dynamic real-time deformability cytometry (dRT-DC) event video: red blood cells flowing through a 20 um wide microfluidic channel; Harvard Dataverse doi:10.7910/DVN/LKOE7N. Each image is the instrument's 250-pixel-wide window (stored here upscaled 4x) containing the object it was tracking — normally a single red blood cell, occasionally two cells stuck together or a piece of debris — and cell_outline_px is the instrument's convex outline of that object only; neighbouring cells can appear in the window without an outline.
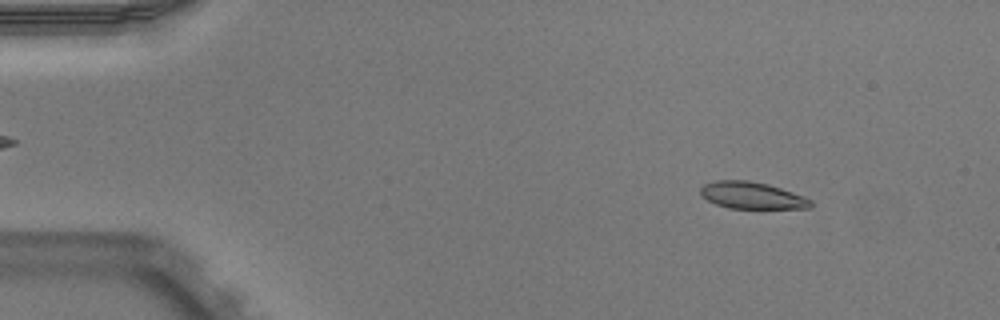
{"species": "Egyptian fruit bat (a non-hibernating species)", "species_latin": "Rousettus aegyptiacus", "temperature_condition": "warm", "stored_images_in_passage": 48, "camera_frame_rate_fps": 3000, "um_per_image_px": 0.085, "animal": {"sex": "male"}, "frame": {"image": 1, "passage_image": 3, "time_ms": 0.667, "image_size_px": [1000, 320], "cell_outline_px": [[812, 204], [808, 208], [728, 208], [716, 204], [708, 200], [700, 192], [700, 188], [704, 184], [716, 180], [748, 180], [768, 184], [804, 196], [812, 200]], "centroid_in_image_um": [63.91, 16.6], "position_along_channel_um": 21.1, "area_um2": 17.11}}
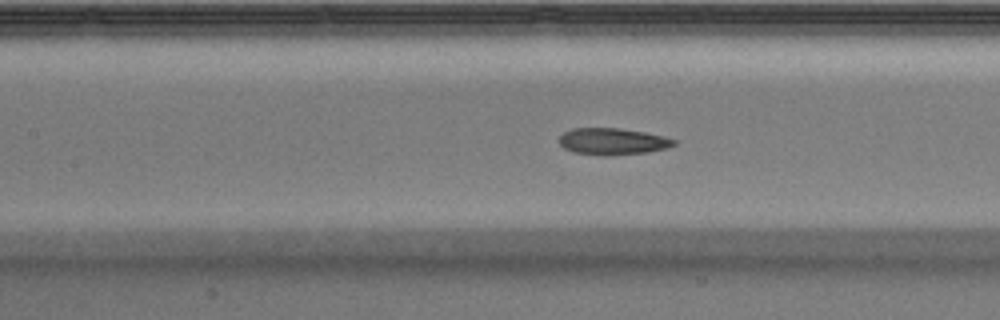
{"frame": {"image": 2, "passage_image": 20, "time_ms": 6.333, "image_size_px": [1000, 320], "cell_outline_px": [[676, 144], [668, 148], [648, 152], [604, 156], [572, 152], [564, 148], [560, 144], [560, 136], [564, 132], [572, 128], [620, 128], [644, 132], [664, 136], [676, 140]], "centroid_in_image_um": [52.08, 12.02], "position_along_channel_um": 155.3, "area_um2": 17.92}}
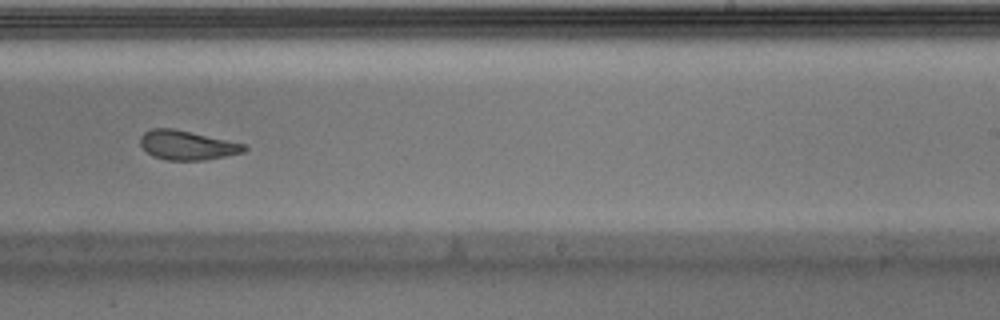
{"frame": {"image": 3, "passage_image": 29, "time_ms": 9.333, "image_size_px": [1000, 320], "cell_outline_px": [[248, 148], [244, 152], [204, 160], [168, 160], [152, 156], [140, 144], [140, 136], [144, 132], [152, 128], [172, 128], [244, 144]], "centroid_in_image_um": [15.87, 12.34], "position_along_channel_um": 273.1, "area_um2": 17.46}, "authors_computed_cell_mechanics": {"area_um2": 18.4382, "velocity_mm_per_s": 3.9382, "shape_relaxation_time_tau1_ms": null, "shape_relaxation_time_tau2_ms": 2.0744, "deformation_change_tau1": null, "deformation_change_tau2": 0.0952}}